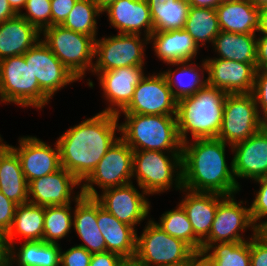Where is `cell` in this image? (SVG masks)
<instances>
[{"label":"cell","mask_w":267,"mask_h":266,"mask_svg":"<svg viewBox=\"0 0 267 266\" xmlns=\"http://www.w3.org/2000/svg\"><path fill=\"white\" fill-rule=\"evenodd\" d=\"M263 127L267 130V120L263 122Z\"/></svg>","instance_id":"obj_60"},{"label":"cell","mask_w":267,"mask_h":266,"mask_svg":"<svg viewBox=\"0 0 267 266\" xmlns=\"http://www.w3.org/2000/svg\"><path fill=\"white\" fill-rule=\"evenodd\" d=\"M187 140L182 145V191L211 192L225 196L240 190L225 160L226 143L218 138ZM190 144V145H188ZM185 189V190H183Z\"/></svg>","instance_id":"obj_2"},{"label":"cell","mask_w":267,"mask_h":266,"mask_svg":"<svg viewBox=\"0 0 267 266\" xmlns=\"http://www.w3.org/2000/svg\"><path fill=\"white\" fill-rule=\"evenodd\" d=\"M74 199L76 207L73 226L78 237L85 243L78 246L92 254L106 252V242L97 224V200L82 195L81 191Z\"/></svg>","instance_id":"obj_22"},{"label":"cell","mask_w":267,"mask_h":266,"mask_svg":"<svg viewBox=\"0 0 267 266\" xmlns=\"http://www.w3.org/2000/svg\"><path fill=\"white\" fill-rule=\"evenodd\" d=\"M0 101L37 109L49 103L24 55L0 60Z\"/></svg>","instance_id":"obj_6"},{"label":"cell","mask_w":267,"mask_h":266,"mask_svg":"<svg viewBox=\"0 0 267 266\" xmlns=\"http://www.w3.org/2000/svg\"><path fill=\"white\" fill-rule=\"evenodd\" d=\"M77 0H51V26L61 25Z\"/></svg>","instance_id":"obj_45"},{"label":"cell","mask_w":267,"mask_h":266,"mask_svg":"<svg viewBox=\"0 0 267 266\" xmlns=\"http://www.w3.org/2000/svg\"><path fill=\"white\" fill-rule=\"evenodd\" d=\"M195 266H211V265L205 259L202 258L201 254H196Z\"/></svg>","instance_id":"obj_54"},{"label":"cell","mask_w":267,"mask_h":266,"mask_svg":"<svg viewBox=\"0 0 267 266\" xmlns=\"http://www.w3.org/2000/svg\"><path fill=\"white\" fill-rule=\"evenodd\" d=\"M154 31L184 29L188 16L187 0H169L160 5H149Z\"/></svg>","instance_id":"obj_35"},{"label":"cell","mask_w":267,"mask_h":266,"mask_svg":"<svg viewBox=\"0 0 267 266\" xmlns=\"http://www.w3.org/2000/svg\"><path fill=\"white\" fill-rule=\"evenodd\" d=\"M102 12L108 13L110 24L119 33L140 34L142 29L146 37L154 32L147 0H117Z\"/></svg>","instance_id":"obj_21"},{"label":"cell","mask_w":267,"mask_h":266,"mask_svg":"<svg viewBox=\"0 0 267 266\" xmlns=\"http://www.w3.org/2000/svg\"><path fill=\"white\" fill-rule=\"evenodd\" d=\"M26 1L27 0H8L10 6L18 15L21 13L20 8L25 7Z\"/></svg>","instance_id":"obj_51"},{"label":"cell","mask_w":267,"mask_h":266,"mask_svg":"<svg viewBox=\"0 0 267 266\" xmlns=\"http://www.w3.org/2000/svg\"><path fill=\"white\" fill-rule=\"evenodd\" d=\"M176 266H195V256L188 262H185L181 265H176Z\"/></svg>","instance_id":"obj_58"},{"label":"cell","mask_w":267,"mask_h":266,"mask_svg":"<svg viewBox=\"0 0 267 266\" xmlns=\"http://www.w3.org/2000/svg\"><path fill=\"white\" fill-rule=\"evenodd\" d=\"M101 195L94 198L107 212L114 215L120 222L135 228L144 220L150 210V203L147 200V193L142 194L133 186L132 182L104 189Z\"/></svg>","instance_id":"obj_16"},{"label":"cell","mask_w":267,"mask_h":266,"mask_svg":"<svg viewBox=\"0 0 267 266\" xmlns=\"http://www.w3.org/2000/svg\"><path fill=\"white\" fill-rule=\"evenodd\" d=\"M179 205L184 209L195 236L203 243L210 233L218 203L225 195L188 190Z\"/></svg>","instance_id":"obj_23"},{"label":"cell","mask_w":267,"mask_h":266,"mask_svg":"<svg viewBox=\"0 0 267 266\" xmlns=\"http://www.w3.org/2000/svg\"><path fill=\"white\" fill-rule=\"evenodd\" d=\"M231 149L235 179L256 180L267 176V130L264 127L246 140L232 145Z\"/></svg>","instance_id":"obj_19"},{"label":"cell","mask_w":267,"mask_h":266,"mask_svg":"<svg viewBox=\"0 0 267 266\" xmlns=\"http://www.w3.org/2000/svg\"><path fill=\"white\" fill-rule=\"evenodd\" d=\"M155 224L170 236L187 243L197 254H202V242L195 236L191 223L180 205H177L175 210L162 214L160 223Z\"/></svg>","instance_id":"obj_36"},{"label":"cell","mask_w":267,"mask_h":266,"mask_svg":"<svg viewBox=\"0 0 267 266\" xmlns=\"http://www.w3.org/2000/svg\"><path fill=\"white\" fill-rule=\"evenodd\" d=\"M262 35H267V8H259V27L257 32Z\"/></svg>","instance_id":"obj_50"},{"label":"cell","mask_w":267,"mask_h":266,"mask_svg":"<svg viewBox=\"0 0 267 266\" xmlns=\"http://www.w3.org/2000/svg\"><path fill=\"white\" fill-rule=\"evenodd\" d=\"M0 191L17 205L28 203V183L20 159L11 147L0 157Z\"/></svg>","instance_id":"obj_30"},{"label":"cell","mask_w":267,"mask_h":266,"mask_svg":"<svg viewBox=\"0 0 267 266\" xmlns=\"http://www.w3.org/2000/svg\"><path fill=\"white\" fill-rule=\"evenodd\" d=\"M70 210V204L45 206L44 242L58 244L59 239L68 235L73 226V217Z\"/></svg>","instance_id":"obj_38"},{"label":"cell","mask_w":267,"mask_h":266,"mask_svg":"<svg viewBox=\"0 0 267 266\" xmlns=\"http://www.w3.org/2000/svg\"><path fill=\"white\" fill-rule=\"evenodd\" d=\"M40 32L17 15L0 23V60L24 55L40 39Z\"/></svg>","instance_id":"obj_26"},{"label":"cell","mask_w":267,"mask_h":266,"mask_svg":"<svg viewBox=\"0 0 267 266\" xmlns=\"http://www.w3.org/2000/svg\"><path fill=\"white\" fill-rule=\"evenodd\" d=\"M118 119V115L99 112L66 130L56 141L61 167L83 182L119 139L114 136L120 131Z\"/></svg>","instance_id":"obj_1"},{"label":"cell","mask_w":267,"mask_h":266,"mask_svg":"<svg viewBox=\"0 0 267 266\" xmlns=\"http://www.w3.org/2000/svg\"><path fill=\"white\" fill-rule=\"evenodd\" d=\"M120 124L121 138L133 151L155 150L166 153H182L176 116L124 114Z\"/></svg>","instance_id":"obj_4"},{"label":"cell","mask_w":267,"mask_h":266,"mask_svg":"<svg viewBox=\"0 0 267 266\" xmlns=\"http://www.w3.org/2000/svg\"><path fill=\"white\" fill-rule=\"evenodd\" d=\"M119 266H144L142 263L138 262L135 258L124 259Z\"/></svg>","instance_id":"obj_53"},{"label":"cell","mask_w":267,"mask_h":266,"mask_svg":"<svg viewBox=\"0 0 267 266\" xmlns=\"http://www.w3.org/2000/svg\"><path fill=\"white\" fill-rule=\"evenodd\" d=\"M80 184L73 174L61 167L28 183V202L39 206L70 204L71 193L73 194L74 187Z\"/></svg>","instance_id":"obj_20"},{"label":"cell","mask_w":267,"mask_h":266,"mask_svg":"<svg viewBox=\"0 0 267 266\" xmlns=\"http://www.w3.org/2000/svg\"><path fill=\"white\" fill-rule=\"evenodd\" d=\"M196 254L187 243L148 220L141 236H137L134 258L144 266H176L190 261Z\"/></svg>","instance_id":"obj_7"},{"label":"cell","mask_w":267,"mask_h":266,"mask_svg":"<svg viewBox=\"0 0 267 266\" xmlns=\"http://www.w3.org/2000/svg\"><path fill=\"white\" fill-rule=\"evenodd\" d=\"M253 237V238H252ZM250 239V266H267V230L253 233Z\"/></svg>","instance_id":"obj_41"},{"label":"cell","mask_w":267,"mask_h":266,"mask_svg":"<svg viewBox=\"0 0 267 266\" xmlns=\"http://www.w3.org/2000/svg\"><path fill=\"white\" fill-rule=\"evenodd\" d=\"M252 94L257 104L259 116L263 114L260 118L264 122L267 120V68L256 71ZM259 104L261 108L258 106ZM259 108L263 112L262 114H260Z\"/></svg>","instance_id":"obj_42"},{"label":"cell","mask_w":267,"mask_h":266,"mask_svg":"<svg viewBox=\"0 0 267 266\" xmlns=\"http://www.w3.org/2000/svg\"><path fill=\"white\" fill-rule=\"evenodd\" d=\"M10 246L0 256V266H60V245L44 241H24L18 252ZM15 253H17L15 255ZM17 259H16V258Z\"/></svg>","instance_id":"obj_28"},{"label":"cell","mask_w":267,"mask_h":266,"mask_svg":"<svg viewBox=\"0 0 267 266\" xmlns=\"http://www.w3.org/2000/svg\"><path fill=\"white\" fill-rule=\"evenodd\" d=\"M10 146L9 144H5V142L3 143V140H0V157Z\"/></svg>","instance_id":"obj_56"},{"label":"cell","mask_w":267,"mask_h":266,"mask_svg":"<svg viewBox=\"0 0 267 266\" xmlns=\"http://www.w3.org/2000/svg\"><path fill=\"white\" fill-rule=\"evenodd\" d=\"M133 153V149L119 137L83 181L84 184H81L82 195L87 197L98 195L93 184L103 191L130 183L133 178Z\"/></svg>","instance_id":"obj_9"},{"label":"cell","mask_w":267,"mask_h":266,"mask_svg":"<svg viewBox=\"0 0 267 266\" xmlns=\"http://www.w3.org/2000/svg\"><path fill=\"white\" fill-rule=\"evenodd\" d=\"M257 70L267 68V35L257 38Z\"/></svg>","instance_id":"obj_47"},{"label":"cell","mask_w":267,"mask_h":266,"mask_svg":"<svg viewBox=\"0 0 267 266\" xmlns=\"http://www.w3.org/2000/svg\"><path fill=\"white\" fill-rule=\"evenodd\" d=\"M203 70L208 73L207 84L227 94L253 92L256 63H244L227 59H204Z\"/></svg>","instance_id":"obj_14"},{"label":"cell","mask_w":267,"mask_h":266,"mask_svg":"<svg viewBox=\"0 0 267 266\" xmlns=\"http://www.w3.org/2000/svg\"><path fill=\"white\" fill-rule=\"evenodd\" d=\"M201 255L211 266H250V241L214 243Z\"/></svg>","instance_id":"obj_34"},{"label":"cell","mask_w":267,"mask_h":266,"mask_svg":"<svg viewBox=\"0 0 267 266\" xmlns=\"http://www.w3.org/2000/svg\"><path fill=\"white\" fill-rule=\"evenodd\" d=\"M97 224L106 242V251L119 254L124 259H133L136 254L137 231L120 222L97 201Z\"/></svg>","instance_id":"obj_24"},{"label":"cell","mask_w":267,"mask_h":266,"mask_svg":"<svg viewBox=\"0 0 267 266\" xmlns=\"http://www.w3.org/2000/svg\"><path fill=\"white\" fill-rule=\"evenodd\" d=\"M18 155L27 183L53 173L61 168L60 153L57 142L51 148L44 141L25 136L19 139V146H10Z\"/></svg>","instance_id":"obj_18"},{"label":"cell","mask_w":267,"mask_h":266,"mask_svg":"<svg viewBox=\"0 0 267 266\" xmlns=\"http://www.w3.org/2000/svg\"><path fill=\"white\" fill-rule=\"evenodd\" d=\"M123 260L124 258L114 252L94 253L89 266H119Z\"/></svg>","instance_id":"obj_46"},{"label":"cell","mask_w":267,"mask_h":266,"mask_svg":"<svg viewBox=\"0 0 267 266\" xmlns=\"http://www.w3.org/2000/svg\"><path fill=\"white\" fill-rule=\"evenodd\" d=\"M18 14L12 9L8 0H0V23L9 20Z\"/></svg>","instance_id":"obj_48"},{"label":"cell","mask_w":267,"mask_h":266,"mask_svg":"<svg viewBox=\"0 0 267 266\" xmlns=\"http://www.w3.org/2000/svg\"><path fill=\"white\" fill-rule=\"evenodd\" d=\"M140 34L119 33L116 36L95 39L92 72H104L121 67L143 66L144 46L149 38ZM145 39V40H144ZM144 42V43H143Z\"/></svg>","instance_id":"obj_11"},{"label":"cell","mask_w":267,"mask_h":266,"mask_svg":"<svg viewBox=\"0 0 267 266\" xmlns=\"http://www.w3.org/2000/svg\"><path fill=\"white\" fill-rule=\"evenodd\" d=\"M43 35L42 41L78 80L84 78L87 69L92 71L95 40L91 36L61 25L44 29Z\"/></svg>","instance_id":"obj_8"},{"label":"cell","mask_w":267,"mask_h":266,"mask_svg":"<svg viewBox=\"0 0 267 266\" xmlns=\"http://www.w3.org/2000/svg\"><path fill=\"white\" fill-rule=\"evenodd\" d=\"M26 13L19 15L32 24L40 33L51 26V0H27Z\"/></svg>","instance_id":"obj_39"},{"label":"cell","mask_w":267,"mask_h":266,"mask_svg":"<svg viewBox=\"0 0 267 266\" xmlns=\"http://www.w3.org/2000/svg\"><path fill=\"white\" fill-rule=\"evenodd\" d=\"M143 66L121 67L97 73L103 96L110 102L109 107L101 111L118 115L129 105L138 83L144 77ZM115 106L117 108H115Z\"/></svg>","instance_id":"obj_17"},{"label":"cell","mask_w":267,"mask_h":266,"mask_svg":"<svg viewBox=\"0 0 267 266\" xmlns=\"http://www.w3.org/2000/svg\"><path fill=\"white\" fill-rule=\"evenodd\" d=\"M189 6L200 8L216 9L220 4V0H187Z\"/></svg>","instance_id":"obj_49"},{"label":"cell","mask_w":267,"mask_h":266,"mask_svg":"<svg viewBox=\"0 0 267 266\" xmlns=\"http://www.w3.org/2000/svg\"><path fill=\"white\" fill-rule=\"evenodd\" d=\"M250 2L257 8H262L267 5V0H250Z\"/></svg>","instance_id":"obj_55"},{"label":"cell","mask_w":267,"mask_h":266,"mask_svg":"<svg viewBox=\"0 0 267 266\" xmlns=\"http://www.w3.org/2000/svg\"><path fill=\"white\" fill-rule=\"evenodd\" d=\"M92 255L84 247L76 245L65 252L60 251V266H89Z\"/></svg>","instance_id":"obj_43"},{"label":"cell","mask_w":267,"mask_h":266,"mask_svg":"<svg viewBox=\"0 0 267 266\" xmlns=\"http://www.w3.org/2000/svg\"><path fill=\"white\" fill-rule=\"evenodd\" d=\"M165 154L155 150H141L133 153V177L136 176L138 187L148 195L169 190L173 180L175 188L178 190L183 188L182 153H171V156ZM176 172L177 174H174ZM175 175L176 178L173 179Z\"/></svg>","instance_id":"obj_5"},{"label":"cell","mask_w":267,"mask_h":266,"mask_svg":"<svg viewBox=\"0 0 267 266\" xmlns=\"http://www.w3.org/2000/svg\"><path fill=\"white\" fill-rule=\"evenodd\" d=\"M212 44L221 59L244 63H256V33L238 34L220 31L214 38Z\"/></svg>","instance_id":"obj_31"},{"label":"cell","mask_w":267,"mask_h":266,"mask_svg":"<svg viewBox=\"0 0 267 266\" xmlns=\"http://www.w3.org/2000/svg\"><path fill=\"white\" fill-rule=\"evenodd\" d=\"M215 10L221 31L238 34L256 33L259 27V8L250 0L221 3Z\"/></svg>","instance_id":"obj_29"},{"label":"cell","mask_w":267,"mask_h":266,"mask_svg":"<svg viewBox=\"0 0 267 266\" xmlns=\"http://www.w3.org/2000/svg\"><path fill=\"white\" fill-rule=\"evenodd\" d=\"M226 96L223 90L206 84L194 95L177 101L176 122L182 143L189 132L192 139L217 138Z\"/></svg>","instance_id":"obj_3"},{"label":"cell","mask_w":267,"mask_h":266,"mask_svg":"<svg viewBox=\"0 0 267 266\" xmlns=\"http://www.w3.org/2000/svg\"><path fill=\"white\" fill-rule=\"evenodd\" d=\"M255 181L260 184V188L249 207L250 214L252 221L258 230H267V221L257 222L258 220H261V218L267 216V176L258 178Z\"/></svg>","instance_id":"obj_40"},{"label":"cell","mask_w":267,"mask_h":266,"mask_svg":"<svg viewBox=\"0 0 267 266\" xmlns=\"http://www.w3.org/2000/svg\"><path fill=\"white\" fill-rule=\"evenodd\" d=\"M184 29L192 36L198 47L204 46L205 42L213 43L221 31L216 10L189 6Z\"/></svg>","instance_id":"obj_33"},{"label":"cell","mask_w":267,"mask_h":266,"mask_svg":"<svg viewBox=\"0 0 267 266\" xmlns=\"http://www.w3.org/2000/svg\"><path fill=\"white\" fill-rule=\"evenodd\" d=\"M188 62L189 61L171 63L170 65H180L181 67L177 68L173 72L171 69L162 72L166 77L174 98L177 101L184 97L194 95L207 84V79L205 80L204 76L202 79L201 75L199 74V71L203 72V70L198 68V66H192V64H194L193 62Z\"/></svg>","instance_id":"obj_32"},{"label":"cell","mask_w":267,"mask_h":266,"mask_svg":"<svg viewBox=\"0 0 267 266\" xmlns=\"http://www.w3.org/2000/svg\"><path fill=\"white\" fill-rule=\"evenodd\" d=\"M40 89L51 99L57 91L78 79L62 64L47 45L39 40L25 54Z\"/></svg>","instance_id":"obj_15"},{"label":"cell","mask_w":267,"mask_h":266,"mask_svg":"<svg viewBox=\"0 0 267 266\" xmlns=\"http://www.w3.org/2000/svg\"><path fill=\"white\" fill-rule=\"evenodd\" d=\"M102 10L92 0H77L73 9L61 24L62 27L91 36L94 40L97 35L96 17Z\"/></svg>","instance_id":"obj_37"},{"label":"cell","mask_w":267,"mask_h":266,"mask_svg":"<svg viewBox=\"0 0 267 266\" xmlns=\"http://www.w3.org/2000/svg\"><path fill=\"white\" fill-rule=\"evenodd\" d=\"M177 100L174 98L163 73L144 76L135 88L124 114L176 116Z\"/></svg>","instance_id":"obj_13"},{"label":"cell","mask_w":267,"mask_h":266,"mask_svg":"<svg viewBox=\"0 0 267 266\" xmlns=\"http://www.w3.org/2000/svg\"><path fill=\"white\" fill-rule=\"evenodd\" d=\"M45 206L25 203L17 205L11 229L0 240V256L21 235L24 241H43Z\"/></svg>","instance_id":"obj_27"},{"label":"cell","mask_w":267,"mask_h":266,"mask_svg":"<svg viewBox=\"0 0 267 266\" xmlns=\"http://www.w3.org/2000/svg\"><path fill=\"white\" fill-rule=\"evenodd\" d=\"M169 0H147L148 5H160V4H164Z\"/></svg>","instance_id":"obj_57"},{"label":"cell","mask_w":267,"mask_h":266,"mask_svg":"<svg viewBox=\"0 0 267 266\" xmlns=\"http://www.w3.org/2000/svg\"><path fill=\"white\" fill-rule=\"evenodd\" d=\"M102 11L117 0H92Z\"/></svg>","instance_id":"obj_52"},{"label":"cell","mask_w":267,"mask_h":266,"mask_svg":"<svg viewBox=\"0 0 267 266\" xmlns=\"http://www.w3.org/2000/svg\"><path fill=\"white\" fill-rule=\"evenodd\" d=\"M221 3H231V2H236L238 0H220Z\"/></svg>","instance_id":"obj_59"},{"label":"cell","mask_w":267,"mask_h":266,"mask_svg":"<svg viewBox=\"0 0 267 266\" xmlns=\"http://www.w3.org/2000/svg\"><path fill=\"white\" fill-rule=\"evenodd\" d=\"M260 117L252 93L227 94L217 138L229 146L244 141L263 127Z\"/></svg>","instance_id":"obj_10"},{"label":"cell","mask_w":267,"mask_h":266,"mask_svg":"<svg viewBox=\"0 0 267 266\" xmlns=\"http://www.w3.org/2000/svg\"><path fill=\"white\" fill-rule=\"evenodd\" d=\"M17 204L9 200L0 191V240L11 229Z\"/></svg>","instance_id":"obj_44"},{"label":"cell","mask_w":267,"mask_h":266,"mask_svg":"<svg viewBox=\"0 0 267 266\" xmlns=\"http://www.w3.org/2000/svg\"><path fill=\"white\" fill-rule=\"evenodd\" d=\"M154 41L155 55L164 63L191 62L199 49L192 36L185 29L154 31L149 41Z\"/></svg>","instance_id":"obj_25"},{"label":"cell","mask_w":267,"mask_h":266,"mask_svg":"<svg viewBox=\"0 0 267 266\" xmlns=\"http://www.w3.org/2000/svg\"><path fill=\"white\" fill-rule=\"evenodd\" d=\"M243 201L237 203L234 195L225 196L219 203L208 238L202 243V253L211 245L218 242L246 241L240 232L251 227L253 233L259 230L254 225L250 208L243 207Z\"/></svg>","instance_id":"obj_12"}]
</instances>
